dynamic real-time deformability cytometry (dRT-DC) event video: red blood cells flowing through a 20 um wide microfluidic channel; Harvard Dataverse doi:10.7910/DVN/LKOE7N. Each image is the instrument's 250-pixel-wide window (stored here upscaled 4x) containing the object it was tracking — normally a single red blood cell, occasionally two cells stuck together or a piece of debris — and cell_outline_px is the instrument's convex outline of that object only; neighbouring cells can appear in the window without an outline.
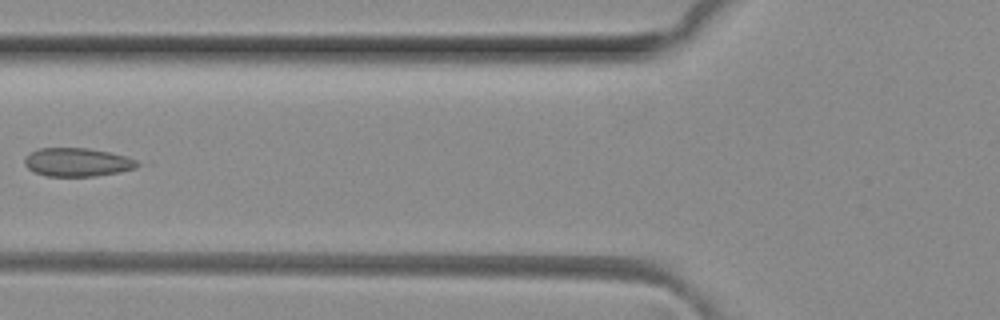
{"species": "common noctule bat (a hibernating species)", "species_latin": "Nyctalus noctula", "temperature_condition": "room temperature", "stored_images_in_passage": 5, "camera_frame_rate_fps": 3000, "um_per_image_px": 0.085, "animal": {"sex": "female", "body_mass_g": 29.2, "forearm_length_mm": 56.3}, "frame": {"image": 1, "passage_image": 4, "time_ms": 1.0, "image_size_px": [1000, 320], "cell_outline_px": [[152, 164], [120, 172], [96, 176], [44, 176], [28, 168], [24, 164], [24, 160], [32, 152], [40, 148], [88, 148], [128, 156]], "centroid_in_image_um": [6.74, 13.79], "position_along_channel_um": 119.1, "area_um2": 19.13}}
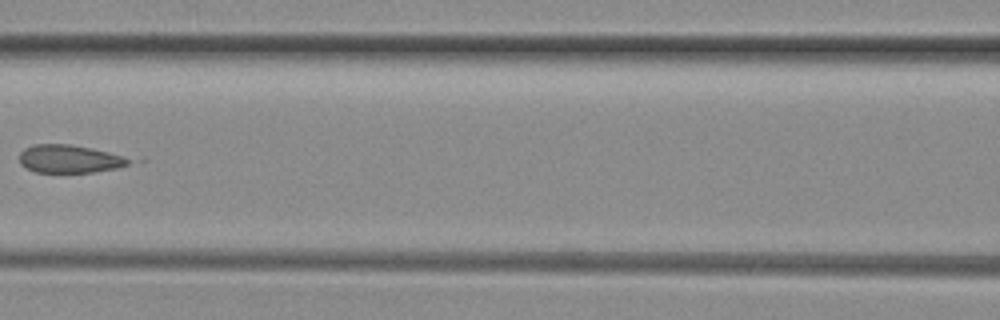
{"frame": {"image": 2, "passage_image": 5, "time_ms": 1.333, "image_size_px": [1000, 320], "cell_outline_px": [[148, 160], [116, 168], [96, 172], [36, 172], [20, 164], [20, 152], [24, 148], [36, 144], [68, 144], [144, 156]], "centroid_in_image_um": [6.29, 13.49], "position_along_channel_um": 160.3, "area_um2": 19.25}}